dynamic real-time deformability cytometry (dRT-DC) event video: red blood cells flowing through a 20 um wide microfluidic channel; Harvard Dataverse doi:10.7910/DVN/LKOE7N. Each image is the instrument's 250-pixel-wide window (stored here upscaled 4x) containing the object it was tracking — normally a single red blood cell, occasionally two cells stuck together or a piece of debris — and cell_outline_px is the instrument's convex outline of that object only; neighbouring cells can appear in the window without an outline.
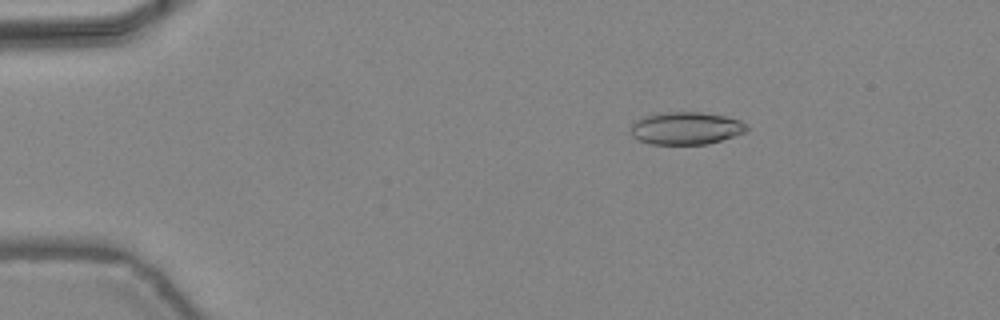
{"species": "common noctule bat (a hibernating species)", "species_latin": "Nyctalus noctula", "temperature_condition": "warm", "stored_images_in_passage": 46, "camera_frame_rate_fps": 3000, "um_per_image_px": 0.085, "animal": {"sex": "female", "body_mass_g": 24.6, "forearm_length_mm": 56.2}, "frame": {"image": 1, "passage_image": 8, "time_ms": 2.333, "image_size_px": [1000, 320], "cell_outline_px": [[748, 128], [744, 132], [708, 144], [648, 144], [632, 136], [632, 124], [640, 116], [660, 112], [700, 112], [724, 116], [740, 120]], "centroid_in_image_um": [58.25, 10.89], "position_along_channel_um": 26.7, "area_um2": 21.91}}
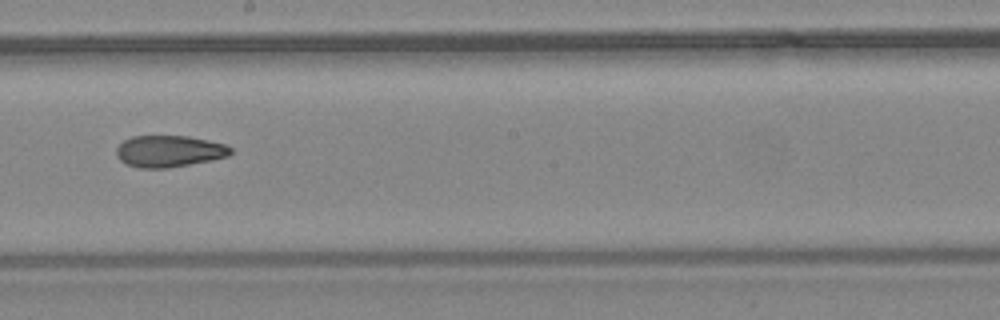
{"frame": {"image": 2, "passage_image": 27, "time_ms": 8.667, "image_size_px": [1000, 320], "cell_outline_px": [[232, 152], [228, 156], [212, 160], [168, 168], [140, 168], [124, 164], [116, 156], [116, 148], [124, 140], [132, 136], [188, 136], [208, 140], [224, 144], [232, 148]], "centroid_in_image_um": [14.35, 12.86], "position_along_channel_um": 233.8, "area_um2": 21.15}}
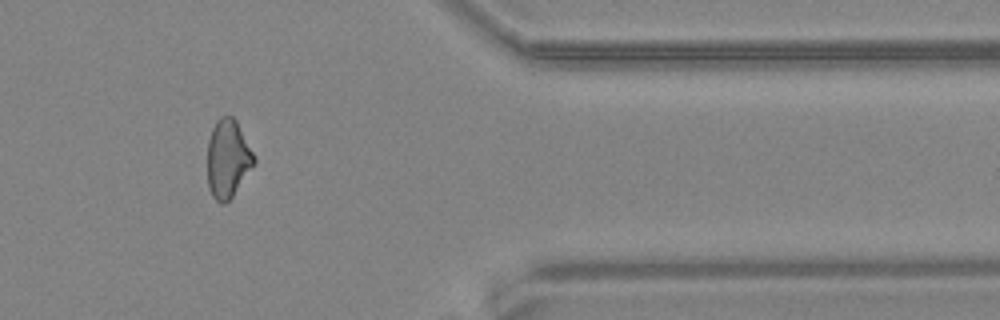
{"frame": {"image": 3, "passage_image": 39, "time_ms": 12.667, "image_size_px": [1000, 320], "cell_outline_px": [[256, 160], [232, 196], [224, 204], [220, 204], [212, 196], [208, 188], [208, 140], [212, 128], [216, 120], [220, 116], [232, 116], [236, 120], [256, 156]], "centroid_in_image_um": [19.35, 13.47], "position_along_channel_um": 392.0, "area_um2": 21.15}, "authors_computed_cell_mechanics": {"area_um2": 21.7617, "velocity_mm_per_s": 4.4842, "shape_relaxation_time_tau1_ms": null, "shape_relaxation_time_tau2_ms": 4.2943, "deformation_change_tau1": null, "deformation_change_tau2": 0.1302}}